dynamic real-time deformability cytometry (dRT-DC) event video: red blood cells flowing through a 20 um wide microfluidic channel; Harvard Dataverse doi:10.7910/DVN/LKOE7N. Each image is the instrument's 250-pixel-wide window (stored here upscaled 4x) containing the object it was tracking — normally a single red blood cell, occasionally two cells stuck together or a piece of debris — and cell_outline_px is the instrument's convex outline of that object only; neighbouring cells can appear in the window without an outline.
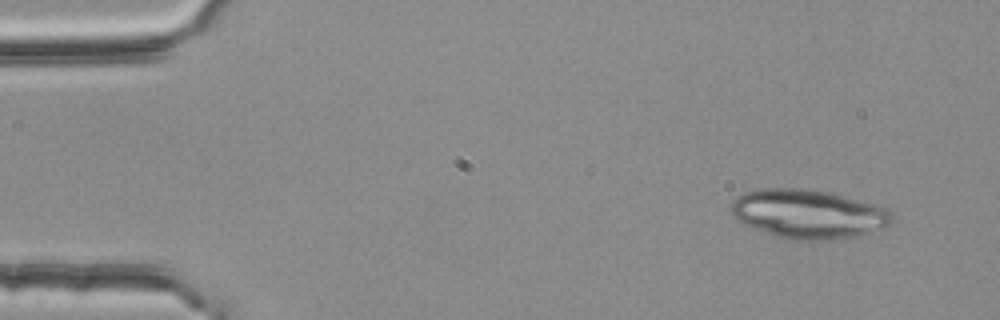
{"species": "common noctule bat (a hibernating species)", "species_latin": "Nyctalus noctula", "temperature_condition": "room temperature", "stored_images_in_passage": 50, "camera_frame_rate_fps": 3000, "um_per_image_px": 0.085, "animal": {"sex": "female", "body_mass_g": 25.1}, "frame": {"image": 1, "passage_image": 1, "time_ms": 0.0, "image_size_px": [1000, 320], "cell_outline_px": [[892, 220], [884, 228], [868, 236], [832, 240], [788, 240], [772, 236], [752, 228], [736, 220], [732, 216], [732, 200], [736, 196], [744, 192], [764, 188], [800, 188], [832, 192], [876, 204], [888, 208]], "centroid_in_image_um": [68.72, 18.21], "position_along_channel_um": 16.3, "area_um2": 46.99}}
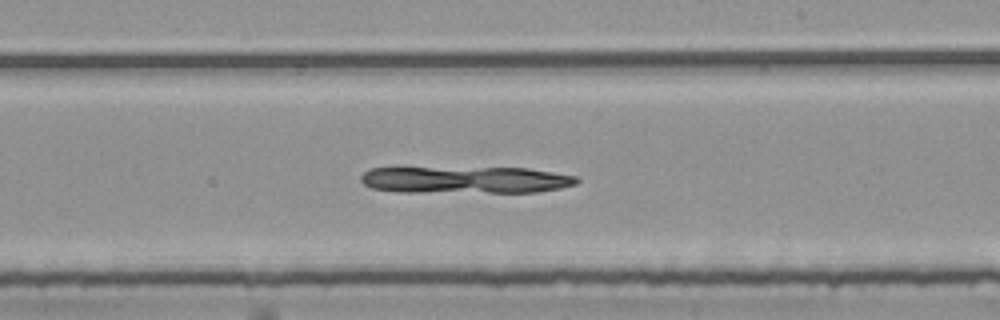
{"frame": {"image": 2, "passage_image": 28, "time_ms": 9.0, "image_size_px": [1000, 320], "cell_outline_px": [[580, 180], [576, 184], [560, 188], [536, 192], [396, 192], [372, 188], [364, 184], [360, 180], [360, 176], [368, 168], [396, 164], [400, 164], [528, 168], [576, 176]], "centroid_in_image_um": [39.35, 15.22], "position_along_channel_um": 249.6, "area_um2": 36.3}}
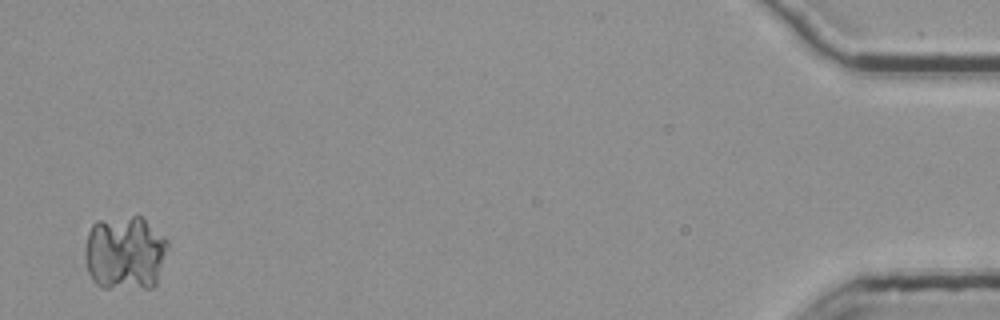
{"frame": {"image": 3, "passage_image": 49, "time_ms": 16.0, "image_size_px": [1000, 320], "cell_outline_px": [[168, 244], [156, 284], [152, 288], [100, 288], [92, 280], [88, 272], [84, 260], [84, 248], [88, 232], [92, 224], [96, 220], [132, 216], [140, 216], [164, 236], [168, 240]], "centroid_in_image_um": [10.58, 21.51], "position_along_channel_um": 424.6, "area_um2": 36.24}}